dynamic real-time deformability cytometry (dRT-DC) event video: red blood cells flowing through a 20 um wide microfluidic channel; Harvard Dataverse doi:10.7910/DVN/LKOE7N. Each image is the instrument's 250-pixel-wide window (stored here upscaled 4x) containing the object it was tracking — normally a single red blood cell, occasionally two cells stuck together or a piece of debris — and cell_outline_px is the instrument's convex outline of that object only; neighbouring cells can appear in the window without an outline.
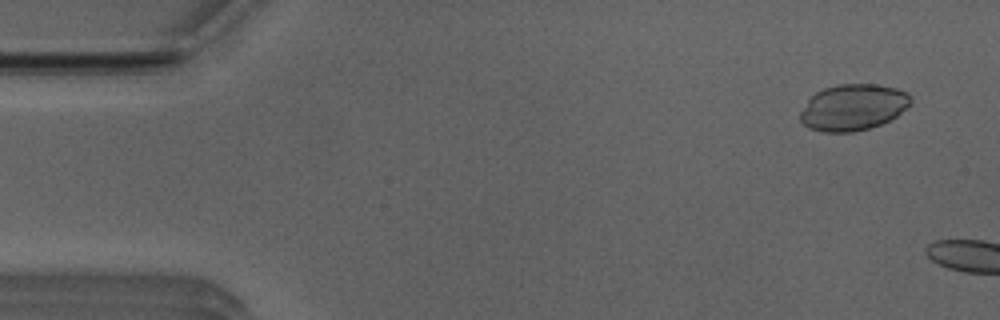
{"species": "Egyptian fruit bat (a non-hibernating species)", "species_latin": "Rousettus aegyptiacus", "temperature_condition": "room temperature", "stored_images_in_passage": 5, "camera_frame_rate_fps": 3000, "um_per_image_px": 0.085, "animal": {"sex": "male"}, "frame": {"image": 1, "passage_image": 1, "time_ms": 0.0, "image_size_px": [1000, 320], "cell_outline_px": [[904, 104], [892, 116], [876, 124], [864, 128], [816, 128], [832, 88], [888, 88], [900, 92]], "centroid_in_image_um": [73.04, 9.13], "position_along_channel_um": 12.0, "area_um2": 20.0}}